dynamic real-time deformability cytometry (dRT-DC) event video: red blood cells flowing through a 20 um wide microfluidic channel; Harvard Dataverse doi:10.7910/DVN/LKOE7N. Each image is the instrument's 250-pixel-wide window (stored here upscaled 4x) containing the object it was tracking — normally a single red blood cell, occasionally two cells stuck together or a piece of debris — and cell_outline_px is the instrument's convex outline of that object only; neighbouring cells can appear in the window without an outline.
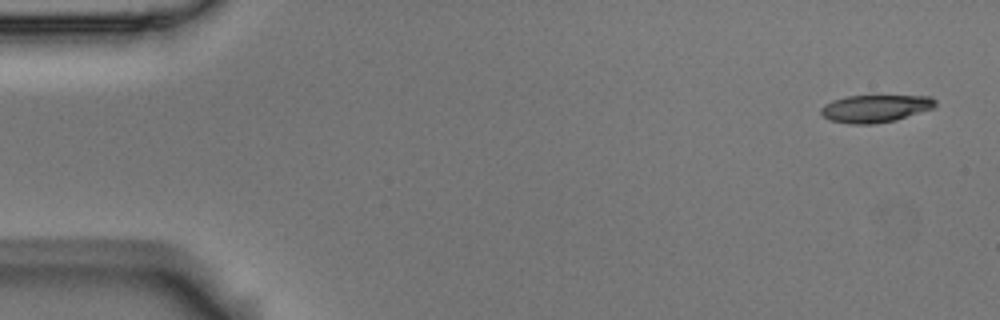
{"species": "Egyptian fruit bat (a non-hibernating species)", "species_latin": "Rousettus aegyptiacus", "temperature_condition": "room temperature", "stored_images_in_passage": 4, "camera_frame_rate_fps": 3000, "um_per_image_px": 0.085, "animal": {"sex": "male"}, "frame": {"image": 1, "passage_image": 1, "time_ms": 0.0, "image_size_px": [1000, 320], "cell_outline_px": [[936, 104], [932, 108], [896, 120], [872, 124], [852, 124], [828, 120], [820, 112], [820, 108], [824, 104], [832, 100], [844, 96], [932, 96], [936, 100]], "centroid_in_image_um": [74.36, 9.22], "position_along_channel_um": 10.6, "area_um2": 18.32}}
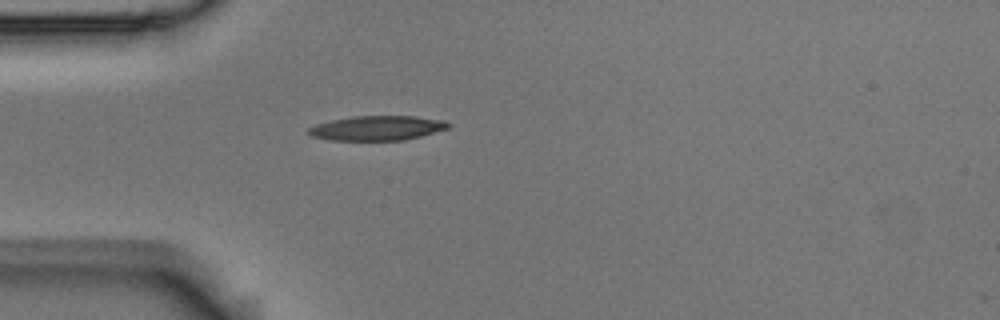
{"frame": {"image": 2, "passage_image": 4, "time_ms": 1.0, "image_size_px": [1000, 320], "cell_outline_px": [[452, 124], [448, 128], [420, 136], [404, 140], [332, 140], [312, 136], [308, 132], [308, 128], [316, 124], [332, 120], [352, 116], [416, 116], [444, 120]], "centroid_in_image_um": [32.08, 10.88], "position_along_channel_um": 52.9, "area_um2": 19.94}}